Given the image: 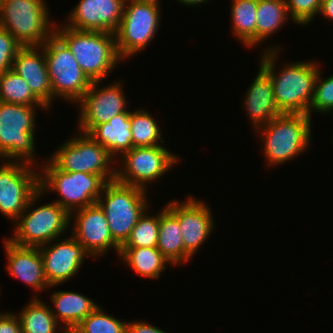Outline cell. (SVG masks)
<instances>
[{
  "instance_id": "cell-1",
  "label": "cell",
  "mask_w": 333,
  "mask_h": 333,
  "mask_svg": "<svg viewBox=\"0 0 333 333\" xmlns=\"http://www.w3.org/2000/svg\"><path fill=\"white\" fill-rule=\"evenodd\" d=\"M280 47H266L261 55L260 66L270 75L274 100L281 113L308 114L314 95L319 64L313 61L294 62L276 72V57Z\"/></svg>"
},
{
  "instance_id": "cell-2",
  "label": "cell",
  "mask_w": 333,
  "mask_h": 333,
  "mask_svg": "<svg viewBox=\"0 0 333 333\" xmlns=\"http://www.w3.org/2000/svg\"><path fill=\"white\" fill-rule=\"evenodd\" d=\"M58 25L54 34L68 47L91 82L104 80L122 60L117 53L115 34Z\"/></svg>"
},
{
  "instance_id": "cell-3",
  "label": "cell",
  "mask_w": 333,
  "mask_h": 333,
  "mask_svg": "<svg viewBox=\"0 0 333 333\" xmlns=\"http://www.w3.org/2000/svg\"><path fill=\"white\" fill-rule=\"evenodd\" d=\"M260 128L255 134H261L263 138L262 150L270 167L303 154L311 140V117L308 114L282 113Z\"/></svg>"
},
{
  "instance_id": "cell-4",
  "label": "cell",
  "mask_w": 333,
  "mask_h": 333,
  "mask_svg": "<svg viewBox=\"0 0 333 333\" xmlns=\"http://www.w3.org/2000/svg\"><path fill=\"white\" fill-rule=\"evenodd\" d=\"M40 166L39 189L44 194L57 192L61 197L54 202L69 214L97 203L107 183L100 175L61 171L50 160Z\"/></svg>"
},
{
  "instance_id": "cell-5",
  "label": "cell",
  "mask_w": 333,
  "mask_h": 333,
  "mask_svg": "<svg viewBox=\"0 0 333 333\" xmlns=\"http://www.w3.org/2000/svg\"><path fill=\"white\" fill-rule=\"evenodd\" d=\"M49 13L45 0H0V27L22 47L41 46L54 34Z\"/></svg>"
},
{
  "instance_id": "cell-6",
  "label": "cell",
  "mask_w": 333,
  "mask_h": 333,
  "mask_svg": "<svg viewBox=\"0 0 333 333\" xmlns=\"http://www.w3.org/2000/svg\"><path fill=\"white\" fill-rule=\"evenodd\" d=\"M41 195L44 193L39 189L31 197L24 212L14 222L13 237L8 238L14 244L40 247L59 239L61 234L67 231L70 225V214L56 202L32 208L36 206L35 202L42 197Z\"/></svg>"
},
{
  "instance_id": "cell-7",
  "label": "cell",
  "mask_w": 333,
  "mask_h": 333,
  "mask_svg": "<svg viewBox=\"0 0 333 333\" xmlns=\"http://www.w3.org/2000/svg\"><path fill=\"white\" fill-rule=\"evenodd\" d=\"M147 191L117 180L107 182L97 203L104 210L112 238L122 246L139 217L149 207Z\"/></svg>"
},
{
  "instance_id": "cell-8",
  "label": "cell",
  "mask_w": 333,
  "mask_h": 333,
  "mask_svg": "<svg viewBox=\"0 0 333 333\" xmlns=\"http://www.w3.org/2000/svg\"><path fill=\"white\" fill-rule=\"evenodd\" d=\"M36 106L0 101V157L4 161H35Z\"/></svg>"
},
{
  "instance_id": "cell-9",
  "label": "cell",
  "mask_w": 333,
  "mask_h": 333,
  "mask_svg": "<svg viewBox=\"0 0 333 333\" xmlns=\"http://www.w3.org/2000/svg\"><path fill=\"white\" fill-rule=\"evenodd\" d=\"M41 47L51 82L52 102L59 97L77 103L92 82L83 73L68 47L55 34Z\"/></svg>"
},
{
  "instance_id": "cell-10",
  "label": "cell",
  "mask_w": 333,
  "mask_h": 333,
  "mask_svg": "<svg viewBox=\"0 0 333 333\" xmlns=\"http://www.w3.org/2000/svg\"><path fill=\"white\" fill-rule=\"evenodd\" d=\"M63 143L48 157L59 170L100 175L106 182L115 180L114 158L89 134L74 135Z\"/></svg>"
},
{
  "instance_id": "cell-11",
  "label": "cell",
  "mask_w": 333,
  "mask_h": 333,
  "mask_svg": "<svg viewBox=\"0 0 333 333\" xmlns=\"http://www.w3.org/2000/svg\"><path fill=\"white\" fill-rule=\"evenodd\" d=\"M159 6L155 2L125 1L122 18L115 32L116 49L122 60L141 52L153 40L160 25Z\"/></svg>"
},
{
  "instance_id": "cell-12",
  "label": "cell",
  "mask_w": 333,
  "mask_h": 333,
  "mask_svg": "<svg viewBox=\"0 0 333 333\" xmlns=\"http://www.w3.org/2000/svg\"><path fill=\"white\" fill-rule=\"evenodd\" d=\"M120 157L122 167H116L115 180L144 190L148 189L149 182H155L180 161L163 145L133 147Z\"/></svg>"
},
{
  "instance_id": "cell-13",
  "label": "cell",
  "mask_w": 333,
  "mask_h": 333,
  "mask_svg": "<svg viewBox=\"0 0 333 333\" xmlns=\"http://www.w3.org/2000/svg\"><path fill=\"white\" fill-rule=\"evenodd\" d=\"M31 167L32 164L20 161L6 160L0 164V212L13 222L39 190L40 173Z\"/></svg>"
},
{
  "instance_id": "cell-14",
  "label": "cell",
  "mask_w": 333,
  "mask_h": 333,
  "mask_svg": "<svg viewBox=\"0 0 333 333\" xmlns=\"http://www.w3.org/2000/svg\"><path fill=\"white\" fill-rule=\"evenodd\" d=\"M101 82H92L77 102L78 107H81L78 129L82 133L88 134L96 125L106 123L115 115L129 111L126 109L127 101L122 82H113L114 84L98 88Z\"/></svg>"
},
{
  "instance_id": "cell-15",
  "label": "cell",
  "mask_w": 333,
  "mask_h": 333,
  "mask_svg": "<svg viewBox=\"0 0 333 333\" xmlns=\"http://www.w3.org/2000/svg\"><path fill=\"white\" fill-rule=\"evenodd\" d=\"M73 215L72 236L93 258L104 255L110 248L119 256L121 246L112 238L105 212L98 203L71 213L70 223Z\"/></svg>"
},
{
  "instance_id": "cell-16",
  "label": "cell",
  "mask_w": 333,
  "mask_h": 333,
  "mask_svg": "<svg viewBox=\"0 0 333 333\" xmlns=\"http://www.w3.org/2000/svg\"><path fill=\"white\" fill-rule=\"evenodd\" d=\"M165 207L178 219L184 249L191 257L194 256L214 229L211 209L194 196L182 203L172 200Z\"/></svg>"
},
{
  "instance_id": "cell-17",
  "label": "cell",
  "mask_w": 333,
  "mask_h": 333,
  "mask_svg": "<svg viewBox=\"0 0 333 333\" xmlns=\"http://www.w3.org/2000/svg\"><path fill=\"white\" fill-rule=\"evenodd\" d=\"M63 241L54 240L39 248L44 275L50 287L59 286L75 276L86 256H91L72 235ZM48 246V247H47Z\"/></svg>"
},
{
  "instance_id": "cell-18",
  "label": "cell",
  "mask_w": 333,
  "mask_h": 333,
  "mask_svg": "<svg viewBox=\"0 0 333 333\" xmlns=\"http://www.w3.org/2000/svg\"><path fill=\"white\" fill-rule=\"evenodd\" d=\"M126 0H80L71 10L64 25L81 31L115 34L120 24Z\"/></svg>"
},
{
  "instance_id": "cell-19",
  "label": "cell",
  "mask_w": 333,
  "mask_h": 333,
  "mask_svg": "<svg viewBox=\"0 0 333 333\" xmlns=\"http://www.w3.org/2000/svg\"><path fill=\"white\" fill-rule=\"evenodd\" d=\"M11 69L25 79L33 94L50 111L52 87L43 48L41 46L21 47L14 57Z\"/></svg>"
},
{
  "instance_id": "cell-20",
  "label": "cell",
  "mask_w": 333,
  "mask_h": 333,
  "mask_svg": "<svg viewBox=\"0 0 333 333\" xmlns=\"http://www.w3.org/2000/svg\"><path fill=\"white\" fill-rule=\"evenodd\" d=\"M7 257V270L10 275L29 285L35 291L47 290L49 284L44 275L43 260L38 247L14 244L4 239Z\"/></svg>"
},
{
  "instance_id": "cell-21",
  "label": "cell",
  "mask_w": 333,
  "mask_h": 333,
  "mask_svg": "<svg viewBox=\"0 0 333 333\" xmlns=\"http://www.w3.org/2000/svg\"><path fill=\"white\" fill-rule=\"evenodd\" d=\"M247 89L243 104L254 131L282 114L274 100L271 77L260 65L256 78Z\"/></svg>"
},
{
  "instance_id": "cell-22",
  "label": "cell",
  "mask_w": 333,
  "mask_h": 333,
  "mask_svg": "<svg viewBox=\"0 0 333 333\" xmlns=\"http://www.w3.org/2000/svg\"><path fill=\"white\" fill-rule=\"evenodd\" d=\"M130 111L112 117L108 122L96 125L88 134L99 145L105 147L110 155H123L133 148Z\"/></svg>"
},
{
  "instance_id": "cell-23",
  "label": "cell",
  "mask_w": 333,
  "mask_h": 333,
  "mask_svg": "<svg viewBox=\"0 0 333 333\" xmlns=\"http://www.w3.org/2000/svg\"><path fill=\"white\" fill-rule=\"evenodd\" d=\"M52 314L58 323H63L61 329L70 333L98 305L83 294L70 291H55L51 295ZM60 321V322H59Z\"/></svg>"
},
{
  "instance_id": "cell-24",
  "label": "cell",
  "mask_w": 333,
  "mask_h": 333,
  "mask_svg": "<svg viewBox=\"0 0 333 333\" xmlns=\"http://www.w3.org/2000/svg\"><path fill=\"white\" fill-rule=\"evenodd\" d=\"M157 248L171 265L188 262L193 258L184 249L178 219L166 207L160 211Z\"/></svg>"
},
{
  "instance_id": "cell-25",
  "label": "cell",
  "mask_w": 333,
  "mask_h": 333,
  "mask_svg": "<svg viewBox=\"0 0 333 333\" xmlns=\"http://www.w3.org/2000/svg\"><path fill=\"white\" fill-rule=\"evenodd\" d=\"M119 257L140 276L158 279L169 264L157 247H120Z\"/></svg>"
},
{
  "instance_id": "cell-26",
  "label": "cell",
  "mask_w": 333,
  "mask_h": 333,
  "mask_svg": "<svg viewBox=\"0 0 333 333\" xmlns=\"http://www.w3.org/2000/svg\"><path fill=\"white\" fill-rule=\"evenodd\" d=\"M289 13L285 0H258L255 46L270 38L286 23Z\"/></svg>"
},
{
  "instance_id": "cell-27",
  "label": "cell",
  "mask_w": 333,
  "mask_h": 333,
  "mask_svg": "<svg viewBox=\"0 0 333 333\" xmlns=\"http://www.w3.org/2000/svg\"><path fill=\"white\" fill-rule=\"evenodd\" d=\"M22 333H57L60 323L52 314L51 308L37 296L18 314Z\"/></svg>"
},
{
  "instance_id": "cell-28",
  "label": "cell",
  "mask_w": 333,
  "mask_h": 333,
  "mask_svg": "<svg viewBox=\"0 0 333 333\" xmlns=\"http://www.w3.org/2000/svg\"><path fill=\"white\" fill-rule=\"evenodd\" d=\"M231 6L233 34L243 46L255 47L258 0H233Z\"/></svg>"
},
{
  "instance_id": "cell-29",
  "label": "cell",
  "mask_w": 333,
  "mask_h": 333,
  "mask_svg": "<svg viewBox=\"0 0 333 333\" xmlns=\"http://www.w3.org/2000/svg\"><path fill=\"white\" fill-rule=\"evenodd\" d=\"M0 101L37 106L39 109L49 110L31 91L25 79L12 69L0 73Z\"/></svg>"
},
{
  "instance_id": "cell-30",
  "label": "cell",
  "mask_w": 333,
  "mask_h": 333,
  "mask_svg": "<svg viewBox=\"0 0 333 333\" xmlns=\"http://www.w3.org/2000/svg\"><path fill=\"white\" fill-rule=\"evenodd\" d=\"M147 110L130 112L133 147L157 146L165 144L158 122ZM160 142V143H159Z\"/></svg>"
},
{
  "instance_id": "cell-31",
  "label": "cell",
  "mask_w": 333,
  "mask_h": 333,
  "mask_svg": "<svg viewBox=\"0 0 333 333\" xmlns=\"http://www.w3.org/2000/svg\"><path fill=\"white\" fill-rule=\"evenodd\" d=\"M148 209L139 217L127 241L121 247H157L160 212L149 216Z\"/></svg>"
},
{
  "instance_id": "cell-32",
  "label": "cell",
  "mask_w": 333,
  "mask_h": 333,
  "mask_svg": "<svg viewBox=\"0 0 333 333\" xmlns=\"http://www.w3.org/2000/svg\"><path fill=\"white\" fill-rule=\"evenodd\" d=\"M127 322L105 314L97 306L70 333H126Z\"/></svg>"
},
{
  "instance_id": "cell-33",
  "label": "cell",
  "mask_w": 333,
  "mask_h": 333,
  "mask_svg": "<svg viewBox=\"0 0 333 333\" xmlns=\"http://www.w3.org/2000/svg\"><path fill=\"white\" fill-rule=\"evenodd\" d=\"M320 70L317 74L314 86V95L310 104L309 116L312 117V111L319 113H333V75L321 78ZM322 79V80H321Z\"/></svg>"
},
{
  "instance_id": "cell-34",
  "label": "cell",
  "mask_w": 333,
  "mask_h": 333,
  "mask_svg": "<svg viewBox=\"0 0 333 333\" xmlns=\"http://www.w3.org/2000/svg\"><path fill=\"white\" fill-rule=\"evenodd\" d=\"M289 17L295 25H305L319 14L320 0H285Z\"/></svg>"
},
{
  "instance_id": "cell-35",
  "label": "cell",
  "mask_w": 333,
  "mask_h": 333,
  "mask_svg": "<svg viewBox=\"0 0 333 333\" xmlns=\"http://www.w3.org/2000/svg\"><path fill=\"white\" fill-rule=\"evenodd\" d=\"M21 47L6 29L0 27V73L12 68L14 57Z\"/></svg>"
},
{
  "instance_id": "cell-36",
  "label": "cell",
  "mask_w": 333,
  "mask_h": 333,
  "mask_svg": "<svg viewBox=\"0 0 333 333\" xmlns=\"http://www.w3.org/2000/svg\"><path fill=\"white\" fill-rule=\"evenodd\" d=\"M0 333H22L17 314L12 312L0 313Z\"/></svg>"
},
{
  "instance_id": "cell-37",
  "label": "cell",
  "mask_w": 333,
  "mask_h": 333,
  "mask_svg": "<svg viewBox=\"0 0 333 333\" xmlns=\"http://www.w3.org/2000/svg\"><path fill=\"white\" fill-rule=\"evenodd\" d=\"M126 333H167L166 331L146 322L127 321Z\"/></svg>"
},
{
  "instance_id": "cell-38",
  "label": "cell",
  "mask_w": 333,
  "mask_h": 333,
  "mask_svg": "<svg viewBox=\"0 0 333 333\" xmlns=\"http://www.w3.org/2000/svg\"><path fill=\"white\" fill-rule=\"evenodd\" d=\"M319 14L327 20L333 21V0L322 1Z\"/></svg>"
},
{
  "instance_id": "cell-39",
  "label": "cell",
  "mask_w": 333,
  "mask_h": 333,
  "mask_svg": "<svg viewBox=\"0 0 333 333\" xmlns=\"http://www.w3.org/2000/svg\"><path fill=\"white\" fill-rule=\"evenodd\" d=\"M181 4L187 5V6H199L200 4L202 5L203 3L208 2V0H177Z\"/></svg>"
},
{
  "instance_id": "cell-40",
  "label": "cell",
  "mask_w": 333,
  "mask_h": 333,
  "mask_svg": "<svg viewBox=\"0 0 333 333\" xmlns=\"http://www.w3.org/2000/svg\"><path fill=\"white\" fill-rule=\"evenodd\" d=\"M133 1L155 2V3L160 4L159 0H133Z\"/></svg>"
}]
</instances>
